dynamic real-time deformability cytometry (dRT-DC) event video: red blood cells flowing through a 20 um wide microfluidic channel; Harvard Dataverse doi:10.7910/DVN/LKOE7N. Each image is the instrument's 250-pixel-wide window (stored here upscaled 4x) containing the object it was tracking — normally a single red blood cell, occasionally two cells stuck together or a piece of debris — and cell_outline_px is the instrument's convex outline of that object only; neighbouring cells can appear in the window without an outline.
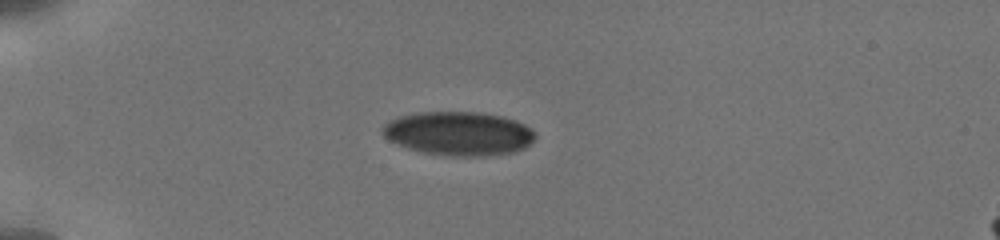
{"species": "human", "species_latin": "Homo sapiens", "temperature_condition": "cold", "stored_images_in_passage": 56, "camera_frame_rate_fps": 3000, "um_per_image_px": 0.085, "donor": {"sex": "male"}, "frame": {"image": 1, "passage_image": 17, "time_ms": 4.667, "image_size_px": [1000, 240], "cell_outline_px": [[536, 136], [524, 148], [516, 152], [484, 156], [448, 156], [424, 152], [408, 148], [388, 140], [380, 132], [380, 128], [384, 124], [400, 116], [416, 112], [476, 112], [500, 116], [516, 120], [524, 124], [536, 132]], "centroid_in_image_um": [38.97, 11.35], "position_along_channel_um": 46.0, "area_um2": 39.07}}
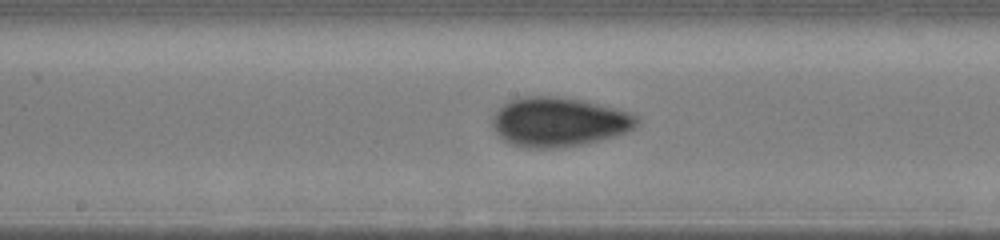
{"frame": {"image": 2, "passage_image": 38, "time_ms": 9.667, "image_size_px": [1000, 240], "cell_outline_px": [[640, 124], [628, 132], [600, 140], [584, 144], [556, 148], [524, 148], [512, 144], [504, 140], [492, 128], [492, 116], [504, 104], [512, 100], [524, 96], [556, 96], [580, 100], [628, 112], [636, 116], [640, 120]], "centroid_in_image_um": [47.49, 10.38], "position_along_channel_um": 200.7, "area_um2": 41.38}}
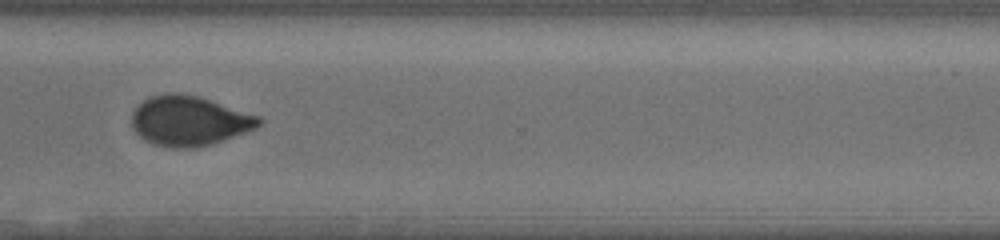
{"frame": {"image": 3, "passage_image": 55, "time_ms": 13.667, "image_size_px": [1000, 240], "cell_outline_px": [[264, 120], [256, 128], [212, 144], [192, 148], [168, 148], [152, 144], [144, 140], [132, 128], [132, 112], [148, 96], [164, 92], [176, 92], [200, 96], [260, 116]], "centroid_in_image_um": [16.07, 10.26], "position_along_channel_um": 354.5, "area_um2": 37.34}}